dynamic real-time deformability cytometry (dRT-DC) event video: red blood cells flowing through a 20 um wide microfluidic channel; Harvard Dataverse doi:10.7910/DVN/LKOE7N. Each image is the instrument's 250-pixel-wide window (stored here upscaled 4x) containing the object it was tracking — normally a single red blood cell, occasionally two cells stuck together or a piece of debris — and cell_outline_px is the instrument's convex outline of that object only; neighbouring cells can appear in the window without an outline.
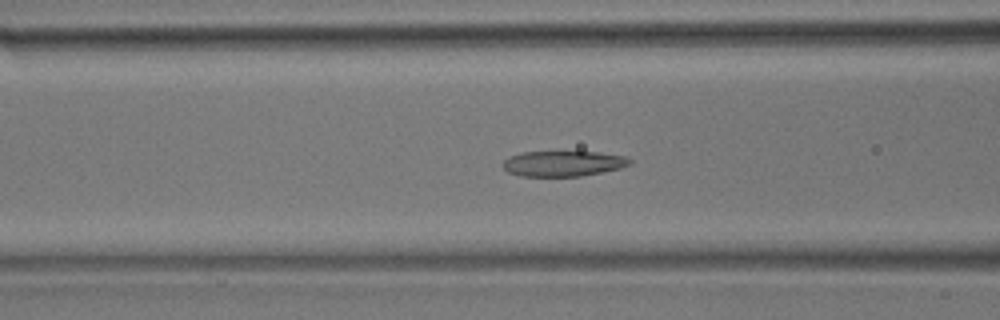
{"species": "common noctule bat (a hibernating species)", "species_latin": "Nyctalus noctula", "temperature_condition": "room temperature", "stored_images_in_passage": 46, "camera_frame_rate_fps": 3000, "um_per_image_px": 0.085, "animal": {"sex": "male", "body_mass_g": 17.9}, "frame": {"image": 1, "passage_image": 18, "time_ms": 5.667, "image_size_px": [1000, 320], "cell_outline_px": [[632, 164], [620, 168], [580, 176], [520, 176], [508, 172], [504, 168], [504, 160], [508, 156], [520, 152], [596, 152], [624, 156], [632, 160]], "centroid_in_image_um": [47.85, 13.9], "position_along_channel_um": 118.7, "area_um2": 18.73}}
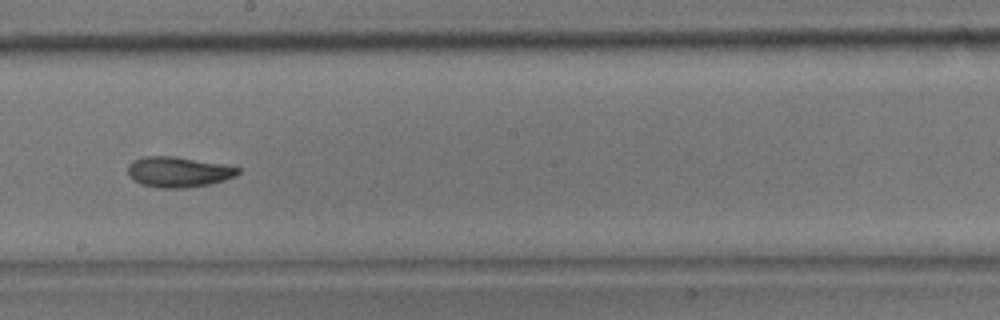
{"frame": {"image": 2, "passage_image": 26, "time_ms": 8.333, "image_size_px": [1000, 320], "cell_outline_px": [[240, 172], [236, 176], [224, 180], [208, 184], [184, 188], [160, 188], [140, 184], [132, 180], [128, 176], [128, 164], [132, 160], [144, 156], [176, 156], [228, 164], [240, 168]], "centroid_in_image_um": [15.16, 14.6], "position_along_channel_um": 233.0, "area_um2": 19.94}}
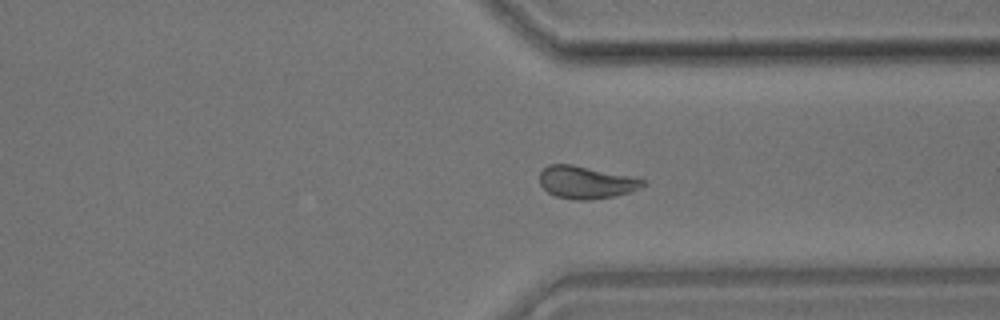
{"frame": {"image": 3, "passage_image": 35, "time_ms": 11.333, "image_size_px": [1000, 320], "cell_outline_px": [[648, 184], [640, 188], [616, 196], [592, 200], [576, 200], [556, 196], [548, 192], [540, 184], [540, 172], [548, 164], [572, 164], [632, 176], [644, 180]], "centroid_in_image_um": [49.83, 15.5], "position_along_channel_um": 361.6, "area_um2": 19.65}}